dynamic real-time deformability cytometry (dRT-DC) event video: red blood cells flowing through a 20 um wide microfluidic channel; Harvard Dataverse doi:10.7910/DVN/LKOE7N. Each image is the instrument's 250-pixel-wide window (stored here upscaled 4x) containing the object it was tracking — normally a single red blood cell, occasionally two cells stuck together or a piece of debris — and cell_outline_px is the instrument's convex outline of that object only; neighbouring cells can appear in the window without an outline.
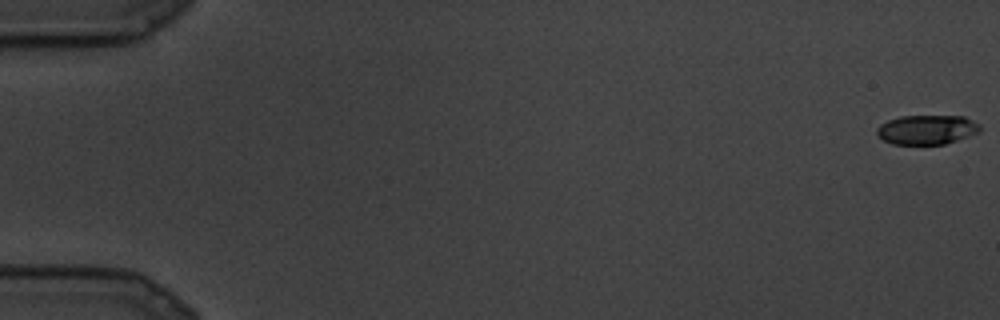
{"species": "common noctule bat (a hibernating species)", "species_latin": "Nyctalus noctula", "temperature_condition": "cold", "stored_images_in_passage": 93, "camera_frame_rate_fps": 3000, "um_per_image_px": 0.085, "animal": {"sex": "male", "body_mass_g": 19.5, "forearm_length_mm": 54.6}, "frame": {"image": 1, "passage_image": 1, "time_ms": 0.0, "image_size_px": [1000, 320], "cell_outline_px": [[980, 132], [944, 144], [892, 144], [876, 136], [876, 128], [880, 124], [888, 120], [900, 116], [964, 116], [980, 124]], "centroid_in_image_um": [78.75, 11.02], "position_along_channel_um": 6.2, "area_um2": 17.74}}
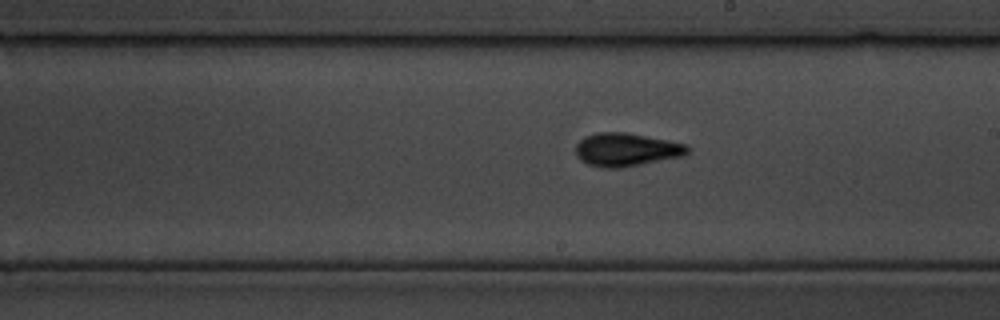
{"frame": {"image": 2, "passage_image": 54, "time_ms": 17.667, "image_size_px": [1000, 320], "cell_outline_px": [[692, 148], [684, 156], [620, 168], [604, 168], [588, 164], [580, 160], [576, 156], [576, 144], [584, 136], [596, 132], [624, 132], [668, 140], [688, 144]], "centroid_in_image_um": [53.25, 12.72], "position_along_channel_um": 235.8, "area_um2": 21.85}}
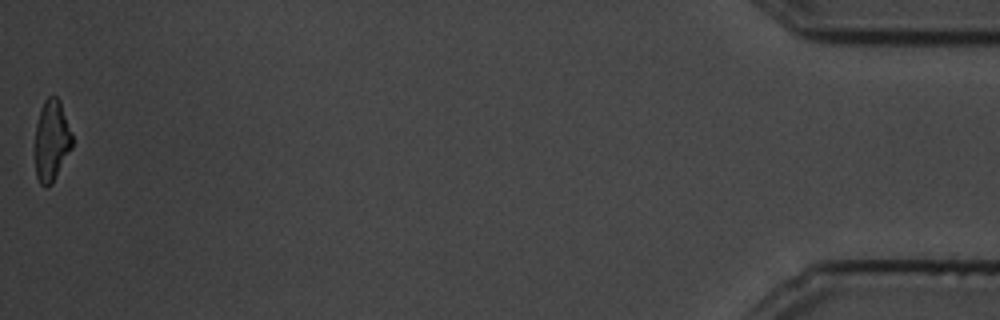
{"frame": {"image": 3, "passage_image": 93, "time_ms": 30.667, "image_size_px": [1000, 320], "cell_outline_px": [[72, 148], [52, 184], [48, 188], [44, 188], [40, 184], [36, 176], [36, 124], [40, 108], [44, 100], [48, 96], [56, 96], [60, 100], [72, 132]], "centroid_in_image_um": [4.4, 11.95], "position_along_channel_um": 430.8, "area_um2": 17.74}}